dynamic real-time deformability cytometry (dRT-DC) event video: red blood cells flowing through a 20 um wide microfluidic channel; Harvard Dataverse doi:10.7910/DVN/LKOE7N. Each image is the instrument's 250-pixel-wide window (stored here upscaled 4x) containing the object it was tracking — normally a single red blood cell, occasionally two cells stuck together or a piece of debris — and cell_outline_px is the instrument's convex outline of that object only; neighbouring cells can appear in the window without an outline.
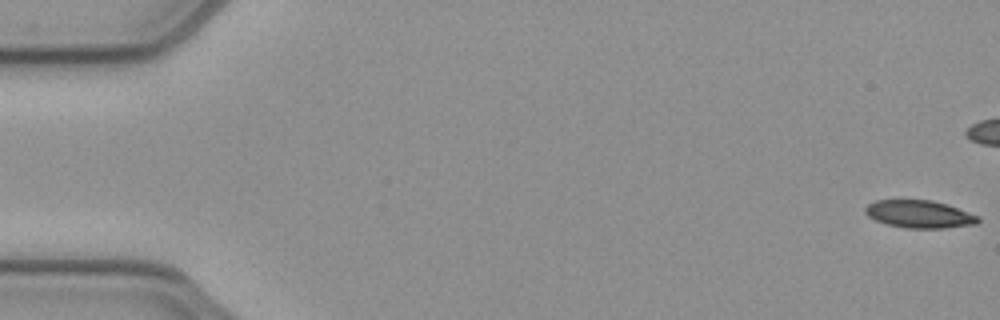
{"species": "common noctule bat (a hibernating species)", "species_latin": "Nyctalus noctula", "temperature_condition": "cold", "stored_images_in_passage": 53, "camera_frame_rate_fps": 3000, "um_per_image_px": 0.085, "animal": {"sex": "female", "body_mass_g": 21.9}, "frame": {"image": 1, "passage_image": 1, "time_ms": 0.0, "image_size_px": [1000, 320], "cell_outline_px": [[980, 220], [976, 224], [944, 228], [908, 228], [888, 224], [876, 220], [868, 216], [864, 212], [864, 208], [868, 204], [876, 200], [932, 200], [948, 204], [980, 216]], "centroid_in_image_um": [78.17, 18.19], "position_along_channel_um": 6.8, "area_um2": 18.21}}
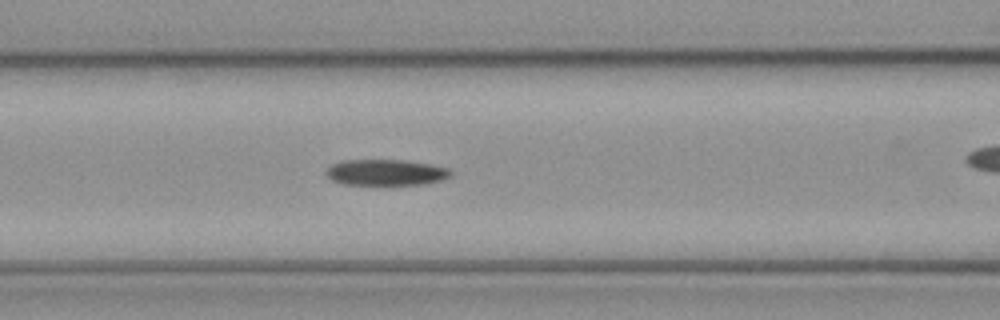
{"frame": {"image": 2, "passage_image": 22, "time_ms": 7.0, "image_size_px": [1000, 320], "cell_outline_px": [[452, 176], [428, 184], [340, 184], [332, 180], [324, 172], [332, 164], [340, 160], [408, 160], [432, 164], [448, 168], [452, 172]], "centroid_in_image_um": [32.81, 14.64], "position_along_channel_um": 133.8, "area_um2": 19.02}}
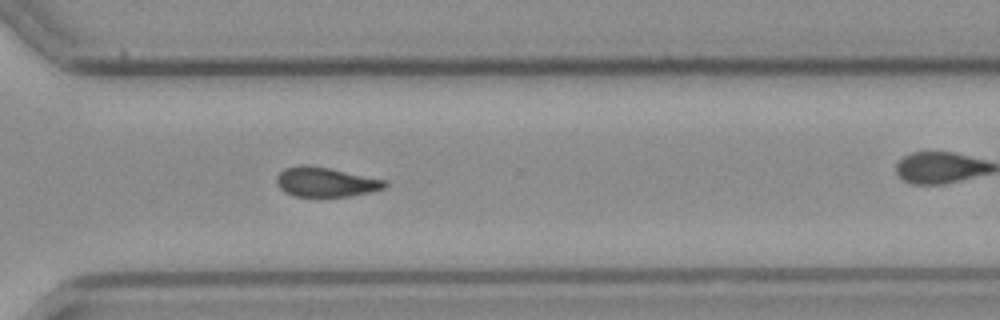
{"frame": {"image": 3, "passage_image": 38, "time_ms": 12.333, "image_size_px": [1000, 320], "cell_outline_px": [[388, 184], [384, 188], [372, 192], [348, 196], [292, 196], [284, 192], [280, 188], [276, 180], [276, 176], [284, 168], [300, 164], [304, 164], [328, 168], [384, 180]], "centroid_in_image_um": [27.63, 15.47], "position_along_channel_um": 343.0, "area_um2": 18.5}}